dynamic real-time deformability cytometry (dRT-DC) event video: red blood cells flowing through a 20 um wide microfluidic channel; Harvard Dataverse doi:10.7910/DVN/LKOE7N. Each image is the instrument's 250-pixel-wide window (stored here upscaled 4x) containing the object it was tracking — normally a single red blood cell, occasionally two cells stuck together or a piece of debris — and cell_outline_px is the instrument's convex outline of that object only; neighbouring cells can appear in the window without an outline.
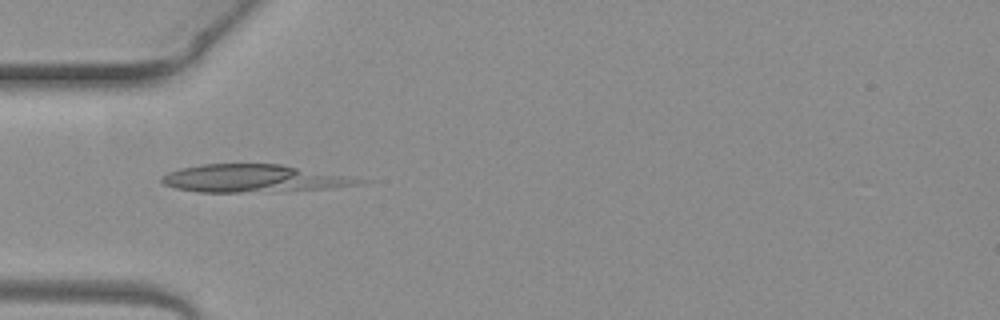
{"species": "common noctule bat (a hibernating species)", "species_latin": "Nyctalus noctula", "temperature_condition": "warm", "stored_images_in_passage": 3, "camera_frame_rate_fps": 3000, "um_per_image_px": 0.085, "animal": {"sex": "female", "body_mass_g": 19.3, "forearm_length_mm": 54.1}, "frame": {"image": 1, "passage_image": 1, "time_ms": 0.0, "image_size_px": [1000, 320], "cell_outline_px": [[368, 180], [364, 184], [332, 188], [240, 192], [200, 192], [176, 188], [164, 184], [160, 180], [168, 172], [180, 168], [200, 164], [280, 164]], "centroid_in_image_um": [21.54, 15.16], "position_along_channel_um": 63.5, "area_um2": 31.33}}